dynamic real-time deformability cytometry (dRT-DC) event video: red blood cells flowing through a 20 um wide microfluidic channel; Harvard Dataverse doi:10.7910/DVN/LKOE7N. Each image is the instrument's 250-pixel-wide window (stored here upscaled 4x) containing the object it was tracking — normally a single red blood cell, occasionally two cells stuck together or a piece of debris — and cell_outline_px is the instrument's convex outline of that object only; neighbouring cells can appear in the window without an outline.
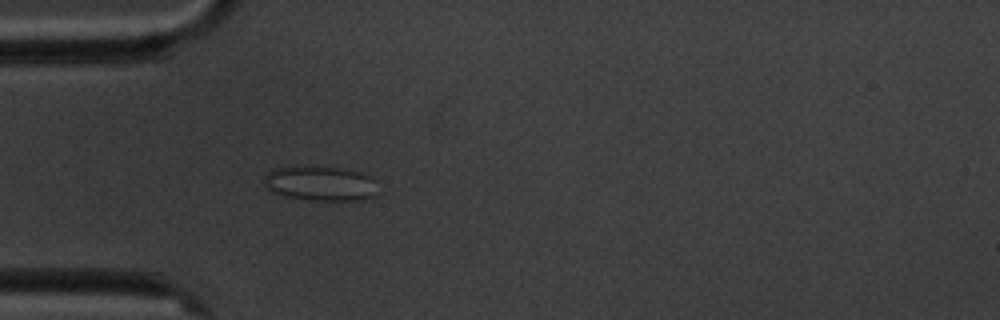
{"species": "common noctule bat (a hibernating species)", "species_latin": "Nyctalus noctula", "temperature_condition": "cold", "stored_images_in_passage": 5, "camera_frame_rate_fps": 3000, "um_per_image_px": 0.085, "animal": {"sex": "male", "body_mass_g": 20.1, "forearm_length_mm": 53.5}, "frame": {"image": 1, "passage_image": 5, "time_ms": 4.667, "image_size_px": [1000, 320], "cell_outline_px": [[376, 196], [372, 200], [308, 200], [288, 196], [272, 192], [264, 184], [264, 176], [272, 168], [304, 164], [308, 164], [344, 168], [360, 172], [372, 176], [376, 180]], "centroid_in_image_um": [27.27, 15.56], "position_along_channel_um": 57.7, "area_um2": 23.99}}